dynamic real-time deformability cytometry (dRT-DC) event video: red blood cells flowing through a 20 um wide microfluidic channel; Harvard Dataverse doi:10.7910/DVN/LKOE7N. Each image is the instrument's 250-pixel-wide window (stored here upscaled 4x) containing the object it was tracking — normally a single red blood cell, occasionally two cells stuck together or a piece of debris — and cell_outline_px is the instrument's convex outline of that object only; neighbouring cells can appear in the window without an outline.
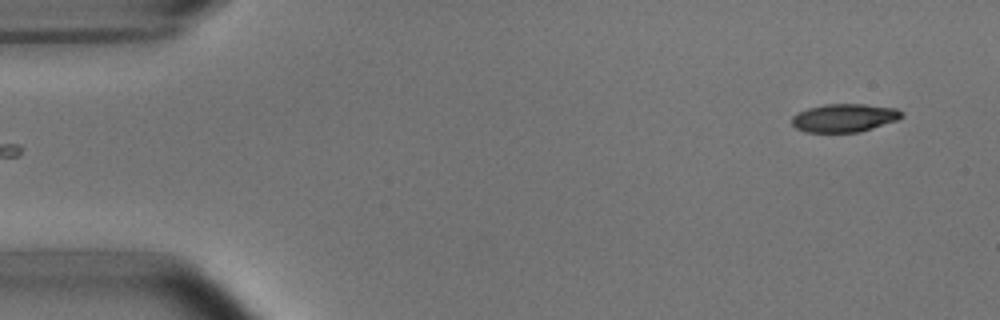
{"species": "common noctule bat (a hibernating species)", "species_latin": "Nyctalus noctula", "temperature_condition": "room temperature", "stored_images_in_passage": 3, "camera_frame_rate_fps": 3000, "um_per_image_px": 0.085, "animal": {"sex": "male", "body_mass_g": 15.6}, "frame": {"image": 1, "passage_image": 3, "time_ms": 0.667, "image_size_px": [1000, 320], "cell_outline_px": [[904, 116], [896, 120], [860, 132], [804, 132], [796, 128], [792, 124], [792, 116], [808, 108], [824, 104], [864, 104], [896, 108], [904, 112]], "centroid_in_image_um": [71.77, 10.02], "position_along_channel_um": 13.2, "area_um2": 18.03}}